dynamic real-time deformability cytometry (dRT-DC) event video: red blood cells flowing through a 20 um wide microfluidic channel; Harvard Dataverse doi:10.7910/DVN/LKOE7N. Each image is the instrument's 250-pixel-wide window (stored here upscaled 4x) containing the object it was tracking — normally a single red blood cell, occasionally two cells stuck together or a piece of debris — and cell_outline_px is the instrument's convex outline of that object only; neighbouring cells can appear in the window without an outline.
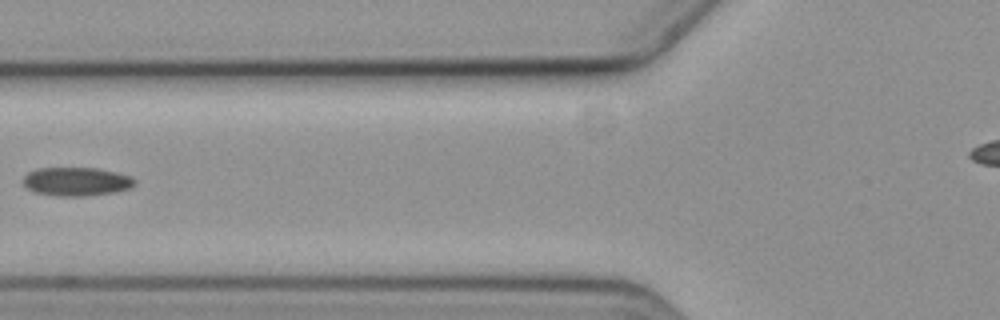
{"species": "common noctule bat (a hibernating species)", "species_latin": "Nyctalus noctula", "temperature_condition": "cold", "stored_images_in_passage": 7, "camera_frame_rate_fps": 3000, "um_per_image_px": 0.085, "animal": {"sex": "female", "body_mass_g": 19.3, "forearm_length_mm": 54.1}, "frame": {"image": 1, "passage_image": 6, "time_ms": 6.0, "image_size_px": [1000, 320], "cell_outline_px": [[136, 184], [128, 188], [116, 192], [84, 196], [56, 196], [36, 192], [28, 188], [24, 184], [24, 176], [28, 172], [36, 168], [96, 168], [116, 172], [128, 176], [136, 180]], "centroid_in_image_um": [6.49, 15.43], "position_along_channel_um": 119.3, "area_um2": 18.5}}
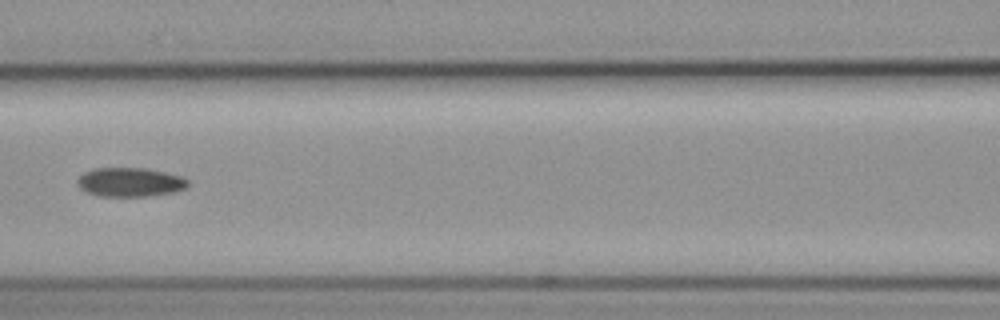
{"frame": {"image": 2, "passage_image": 7, "time_ms": 7.0, "image_size_px": [1000, 320], "cell_outline_px": [[188, 188], [176, 192], [148, 196], [96, 196], [80, 188], [76, 184], [76, 180], [84, 172], [92, 168], [148, 168], [184, 176], [188, 180]], "centroid_in_image_um": [11.08, 15.48], "position_along_channel_um": 155.5, "area_um2": 19.07}}